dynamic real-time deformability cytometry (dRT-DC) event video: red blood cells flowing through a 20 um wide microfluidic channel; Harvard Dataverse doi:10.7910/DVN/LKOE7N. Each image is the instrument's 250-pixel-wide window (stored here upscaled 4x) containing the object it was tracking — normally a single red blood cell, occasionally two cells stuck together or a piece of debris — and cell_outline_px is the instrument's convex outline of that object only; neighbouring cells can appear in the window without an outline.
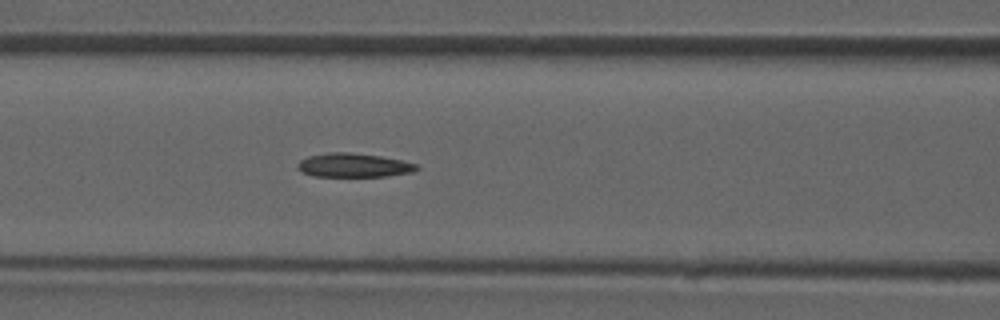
{"species": "common noctule bat (a hibernating species)", "species_latin": "Nyctalus noctula", "temperature_condition": "room temperature", "stored_images_in_passage": 35, "camera_frame_rate_fps": 3000, "um_per_image_px": 0.085, "animal": {"sex": "male", "forearm_length_mm": 52.5}, "frame": {"image": 1, "passage_image": 11, "time_ms": 3.333, "image_size_px": [1000, 320], "cell_outline_px": [[420, 168], [412, 172], [384, 176], [312, 176], [296, 168], [296, 164], [300, 160], [308, 156], [328, 152], [348, 152], [380, 156], [400, 160], [416, 164]], "centroid_in_image_um": [30.02, 14.04], "position_along_channel_um": 136.6, "area_um2": 16.47}}